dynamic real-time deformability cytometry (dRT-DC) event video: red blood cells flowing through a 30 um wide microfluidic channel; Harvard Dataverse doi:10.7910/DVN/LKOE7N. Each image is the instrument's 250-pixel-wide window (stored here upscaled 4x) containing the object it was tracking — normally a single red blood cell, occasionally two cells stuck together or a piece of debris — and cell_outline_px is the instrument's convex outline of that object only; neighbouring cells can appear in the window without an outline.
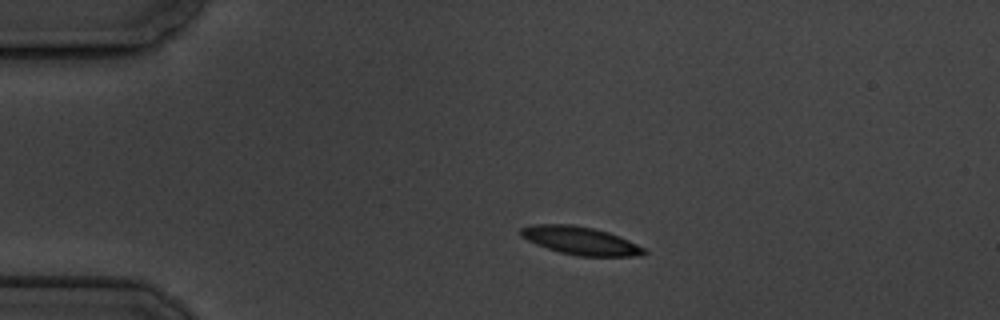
{"species": "common noctule bat (a hibernating species)", "species_latin": "Nyctalus noctula", "temperature_condition": "cold", "stored_images_in_passage": 3, "camera_frame_rate_fps": 3000, "um_per_image_px": 0.085, "animal": {"sex": "male", "body_mass_g": 19.5, "forearm_length_mm": 54.6}, "frame": {"image": 1, "passage_image": 1, "time_ms": 0.0, "image_size_px": [1000, 320], "cell_outline_px": [[648, 252], [636, 256], [580, 256], [560, 252], [536, 244], [520, 236], [520, 228], [532, 224], [572, 224], [592, 228], [608, 232], [628, 240], [644, 248]], "centroid_in_image_um": [49.31, 20.45], "position_along_channel_um": 35.7, "area_um2": 19.94}}
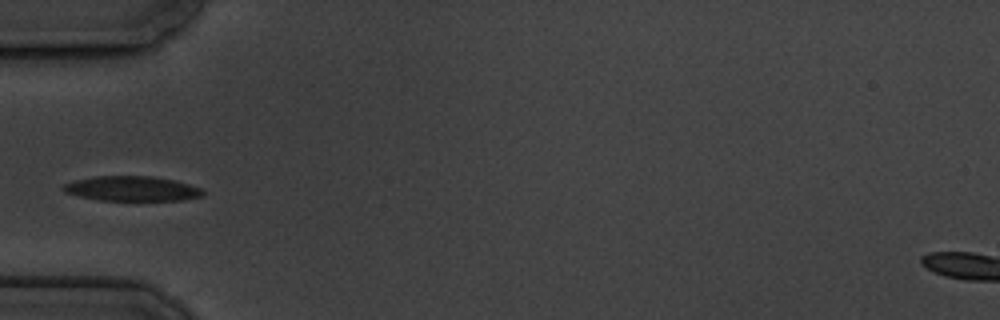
{"frame": {"image": 2, "passage_image": 3, "time_ms": 2.333, "image_size_px": [1000, 320], "cell_outline_px": [[204, 196], [184, 200], [96, 200], [64, 192], [60, 188], [64, 184], [72, 180], [96, 176], [152, 176], [172, 180], [188, 184], [200, 188], [204, 192]], "centroid_in_image_um": [11.17, 16.03], "position_along_channel_um": 73.8, "area_um2": 20.23}}